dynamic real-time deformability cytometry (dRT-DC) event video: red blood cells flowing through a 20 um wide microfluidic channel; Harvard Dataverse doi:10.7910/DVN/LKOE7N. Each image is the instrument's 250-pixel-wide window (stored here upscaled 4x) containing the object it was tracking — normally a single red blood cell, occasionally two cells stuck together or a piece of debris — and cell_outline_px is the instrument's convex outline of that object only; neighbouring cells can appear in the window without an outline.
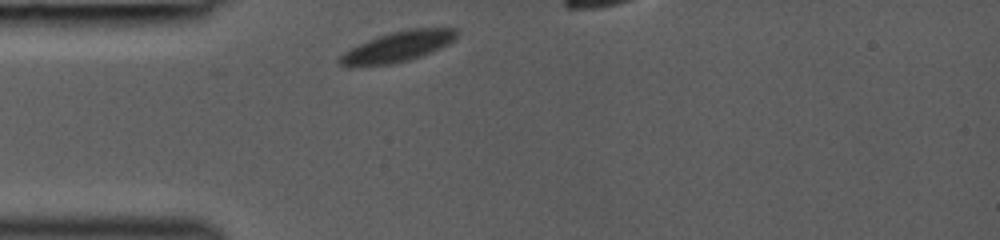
{"species": "common noctule bat (a hibernating species)", "species_latin": "Nyctalus noctula", "temperature_condition": "room temperature", "stored_images_in_passage": 9, "camera_frame_rate_fps": 3000, "um_per_image_px": 0.085, "animal": {"sex": "female", "body_mass_g": 19.0, "forearm_length_mm": 53.3}, "frame": {"image": 1, "passage_image": 1, "time_ms": 0.0, "image_size_px": [1000, 240], "cell_outline_px": [[460, 32], [448, 44], [432, 52], [408, 60], [392, 64], [352, 68], [348, 68], [340, 64], [336, 60], [344, 52], [376, 36], [392, 32], [412, 28], [456, 28]], "centroid_in_image_um": [33.76, 3.99], "position_along_channel_um": 51.2, "area_um2": 20.92}}
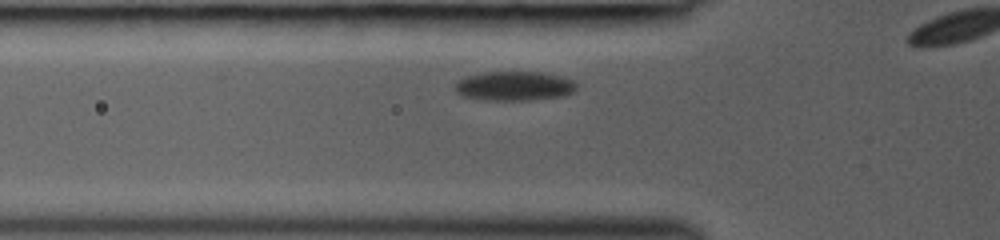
{"frame": {"image": 2, "passage_image": 4, "time_ms": 1.0, "image_size_px": [1000, 240], "cell_outline_px": [[580, 84], [576, 92], [564, 96], [532, 100], [480, 100], [460, 96], [456, 92], [456, 84], [464, 76], [484, 72], [540, 72], [560, 76], [572, 80]], "centroid_in_image_um": [43.76, 7.32], "position_along_channel_um": 82.0, "area_um2": 21.15}}
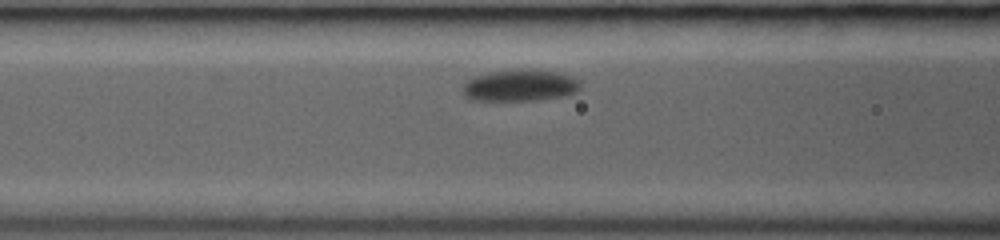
{"frame": {"image": 3, "passage_image": 7, "time_ms": 2.0, "image_size_px": [1000, 240], "cell_outline_px": [[580, 88], [576, 92], [568, 96], [540, 100], [468, 100], [464, 96], [464, 84], [468, 80], [476, 76], [492, 72], [556, 72], [580, 80]], "centroid_in_image_um": [44.22, 7.33], "position_along_channel_um": 122.4, "area_um2": 20.81}}